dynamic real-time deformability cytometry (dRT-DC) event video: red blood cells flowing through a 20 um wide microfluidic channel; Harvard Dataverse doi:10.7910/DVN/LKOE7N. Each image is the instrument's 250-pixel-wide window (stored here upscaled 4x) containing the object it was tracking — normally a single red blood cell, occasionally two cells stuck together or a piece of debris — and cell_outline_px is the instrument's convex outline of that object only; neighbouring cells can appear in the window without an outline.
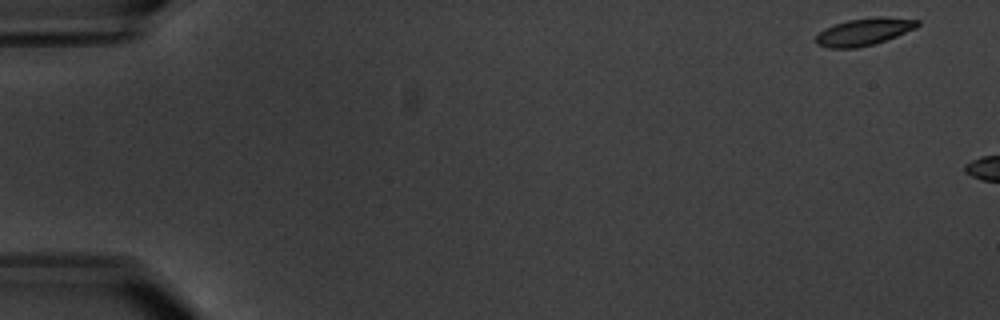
{"species": "common noctule bat (a hibernating species)", "species_latin": "Nyctalus noctula", "temperature_condition": "warm", "stored_images_in_passage": 3, "camera_frame_rate_fps": 3000, "um_per_image_px": 0.085, "animal": {"sex": "male", "body_mass_g": 20.1, "forearm_length_mm": 53.5}, "frame": {"image": 1, "passage_image": 1, "time_ms": 0.0, "image_size_px": [1000, 320], "cell_outline_px": [[920, 24], [916, 28], [896, 36], [872, 44], [856, 48], [828, 48], [816, 44], [816, 36], [824, 28], [848, 20], [880, 16], [920, 20]], "centroid_in_image_um": [73.44, 2.69], "position_along_channel_um": 11.6, "area_um2": 15.95}}